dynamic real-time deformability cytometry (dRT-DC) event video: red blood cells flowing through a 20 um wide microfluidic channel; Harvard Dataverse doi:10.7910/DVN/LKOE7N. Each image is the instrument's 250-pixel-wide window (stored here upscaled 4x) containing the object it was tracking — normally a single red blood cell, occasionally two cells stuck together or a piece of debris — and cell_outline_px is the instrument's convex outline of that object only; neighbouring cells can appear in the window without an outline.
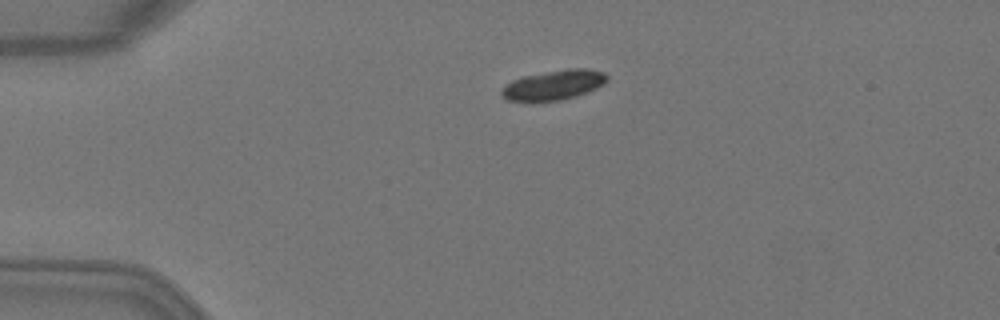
{"species": "Egyptian fruit bat (a non-hibernating species)", "species_latin": "Rousettus aegyptiacus", "temperature_condition": "warm", "stored_images_in_passage": 2, "camera_frame_rate_fps": 3000, "um_per_image_px": 0.085, "animal": {"sex": "female"}, "frame": {"image": 1, "passage_image": 1, "time_ms": 0.0, "image_size_px": [1000, 320], "cell_outline_px": [[608, 80], [604, 84], [596, 88], [576, 96], [560, 100], [532, 104], [508, 100], [500, 96], [500, 92], [512, 80], [524, 76], [568, 68], [588, 68], [604, 72], [608, 76]], "centroid_in_image_um": [47.05, 7.26], "position_along_channel_um": 38.0, "area_um2": 18.79}}